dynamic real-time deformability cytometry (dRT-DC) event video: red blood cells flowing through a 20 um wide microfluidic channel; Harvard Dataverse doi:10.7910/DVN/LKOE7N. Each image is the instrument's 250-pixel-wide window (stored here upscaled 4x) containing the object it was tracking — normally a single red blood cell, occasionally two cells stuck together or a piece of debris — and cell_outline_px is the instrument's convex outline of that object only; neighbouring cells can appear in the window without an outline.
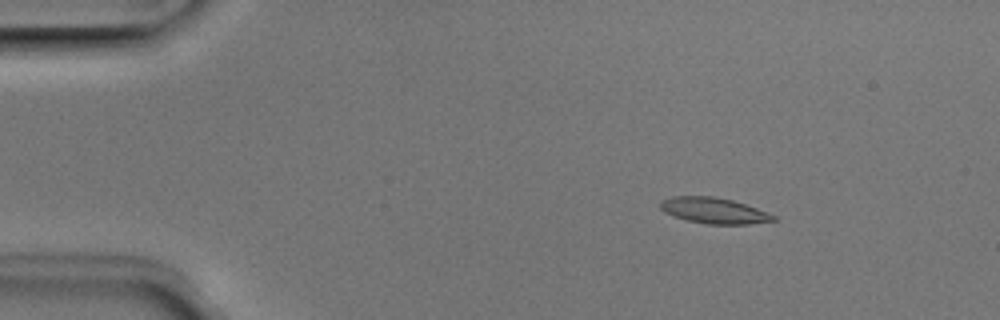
{"species": "Egyptian fruit bat (a non-hibernating species)", "species_latin": "Rousettus aegyptiacus", "temperature_condition": "room temperature", "stored_images_in_passage": 5, "camera_frame_rate_fps": 3000, "um_per_image_px": 0.085, "animal": {"sex": "male"}, "frame": {"image": 1, "passage_image": 3, "time_ms": 0.667, "image_size_px": [1000, 320], "cell_outline_px": [[776, 220], [748, 224], [708, 224], [688, 220], [672, 216], [664, 212], [660, 208], [660, 200], [672, 196], [712, 196], [732, 200], [768, 212], [776, 216]], "centroid_in_image_um": [60.65, 17.89], "position_along_channel_um": 24.3, "area_um2": 16.99}}